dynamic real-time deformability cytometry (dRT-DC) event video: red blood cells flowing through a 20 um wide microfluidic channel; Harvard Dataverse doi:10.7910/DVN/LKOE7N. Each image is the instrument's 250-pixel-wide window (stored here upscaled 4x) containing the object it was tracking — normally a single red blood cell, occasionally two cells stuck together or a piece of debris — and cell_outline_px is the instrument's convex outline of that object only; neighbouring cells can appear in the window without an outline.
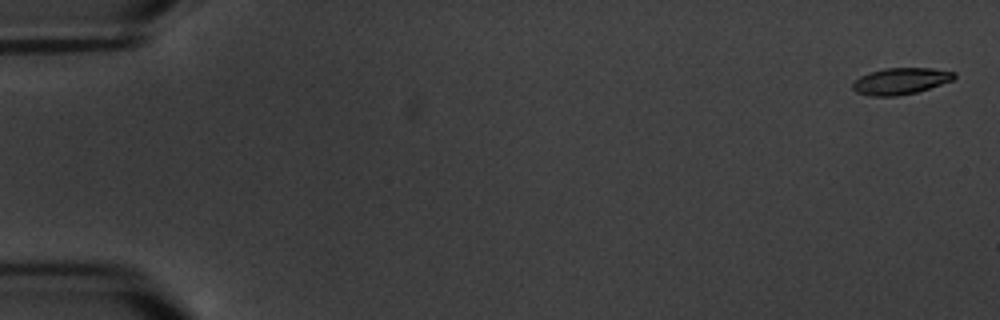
{"species": "common noctule bat (a hibernating species)", "species_latin": "Nyctalus noctula", "temperature_condition": "warm", "stored_images_in_passage": 5, "camera_frame_rate_fps": 3000, "um_per_image_px": 0.085, "animal": {"sex": "male", "body_mass_g": 20.1, "forearm_length_mm": 53.5}, "frame": {"image": 1, "passage_image": 1, "time_ms": 0.0, "image_size_px": [1000, 320], "cell_outline_px": [[956, 76], [952, 80], [916, 92], [896, 96], [872, 96], [856, 92], [852, 88], [852, 84], [860, 76], [868, 72], [884, 68], [932, 68], [956, 72]], "centroid_in_image_um": [76.53, 6.88], "position_along_channel_um": 8.5, "area_um2": 15.61}}
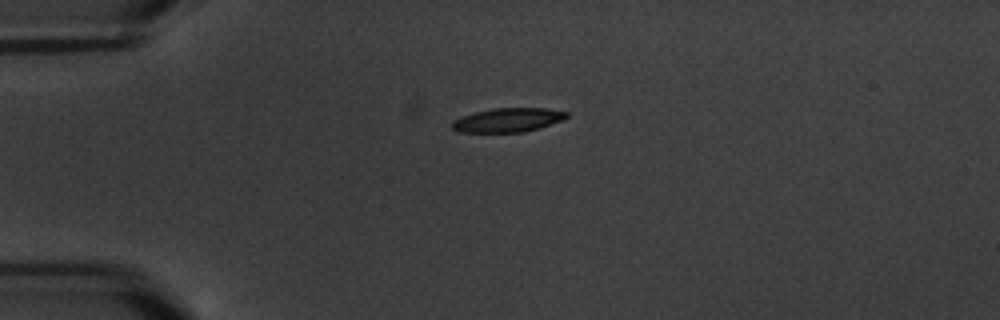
{"frame": {"image": 2, "passage_image": 4, "time_ms": 4.667, "image_size_px": [1000, 320], "cell_outline_px": [[568, 116], [564, 120], [540, 128], [524, 132], [456, 132], [452, 128], [452, 120], [476, 112], [492, 108], [544, 108], [568, 112]], "centroid_in_image_um": [43.19, 10.21], "position_along_channel_um": 41.8, "area_um2": 16.07}}